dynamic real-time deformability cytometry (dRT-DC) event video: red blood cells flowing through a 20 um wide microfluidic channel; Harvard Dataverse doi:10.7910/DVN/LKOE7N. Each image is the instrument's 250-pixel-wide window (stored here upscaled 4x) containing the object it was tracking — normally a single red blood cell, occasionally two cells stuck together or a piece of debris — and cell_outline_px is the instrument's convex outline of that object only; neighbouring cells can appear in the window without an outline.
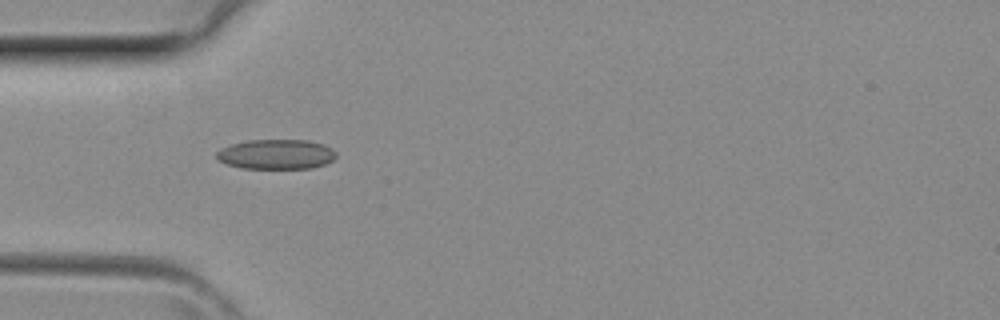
{"species": "common noctule bat (a hibernating species)", "species_latin": "Nyctalus noctula", "temperature_condition": "room temperature", "stored_images_in_passage": 3, "camera_frame_rate_fps": 3000, "um_per_image_px": 0.085, "animal": {"sex": "female", "body_mass_g": 29.2, "forearm_length_mm": 56.3}, "frame": {"image": 1, "passage_image": 3, "time_ms": 0.667, "image_size_px": [1000, 320], "cell_outline_px": [[336, 156], [332, 160], [324, 164], [312, 168], [240, 168], [216, 160], [216, 152], [220, 148], [232, 144], [248, 140], [308, 140], [324, 144], [332, 148], [336, 152]], "centroid_in_image_um": [23.46, 13.11], "position_along_channel_um": 61.5, "area_um2": 20.87}}